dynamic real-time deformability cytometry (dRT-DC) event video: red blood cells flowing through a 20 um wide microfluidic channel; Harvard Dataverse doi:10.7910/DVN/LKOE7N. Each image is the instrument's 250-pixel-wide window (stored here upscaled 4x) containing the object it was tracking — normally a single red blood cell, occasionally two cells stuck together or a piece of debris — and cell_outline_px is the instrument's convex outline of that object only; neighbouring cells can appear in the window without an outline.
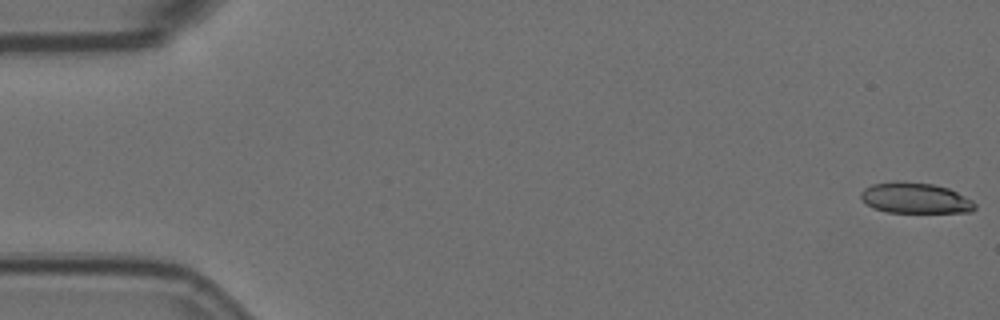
{"species": "Egyptian fruit bat (a non-hibernating species)", "species_latin": "Rousettus aegyptiacus", "temperature_condition": "room temperature", "stored_images_in_passage": 5, "camera_frame_rate_fps": 3000, "um_per_image_px": 0.085, "animal": {"sex": "female"}, "frame": {"image": 1, "passage_image": 1, "time_ms": 0.0, "image_size_px": [1000, 320], "cell_outline_px": [[976, 208], [972, 212], [884, 212], [872, 208], [864, 204], [860, 200], [860, 192], [864, 188], [872, 184], [896, 180], [900, 180], [932, 184], [948, 188], [972, 200], [976, 204]], "centroid_in_image_um": [77.72, 16.83], "position_along_channel_um": 7.3, "area_um2": 20.75}}
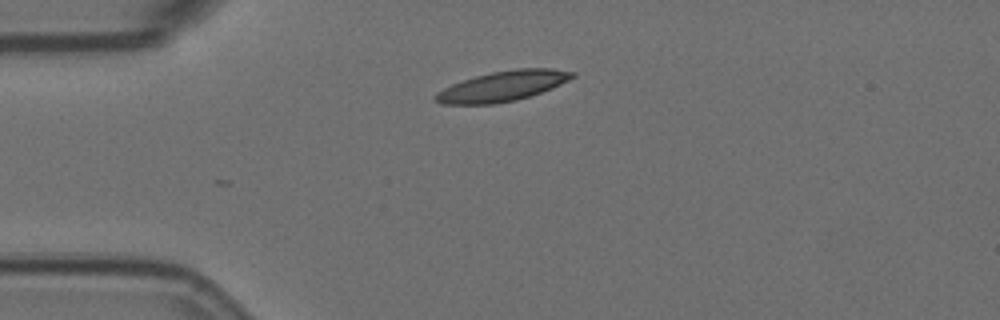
{"frame": {"image": 2, "passage_image": 5, "time_ms": 1.333, "image_size_px": [1000, 320], "cell_outline_px": [[576, 76], [552, 88], [516, 100], [496, 104], [444, 104], [436, 100], [432, 96], [436, 92], [452, 84], [476, 76], [492, 72], [516, 68], [552, 68], [576, 72]], "centroid_in_image_um": [42.73, 7.31], "position_along_channel_um": 42.3, "area_um2": 23.93}}